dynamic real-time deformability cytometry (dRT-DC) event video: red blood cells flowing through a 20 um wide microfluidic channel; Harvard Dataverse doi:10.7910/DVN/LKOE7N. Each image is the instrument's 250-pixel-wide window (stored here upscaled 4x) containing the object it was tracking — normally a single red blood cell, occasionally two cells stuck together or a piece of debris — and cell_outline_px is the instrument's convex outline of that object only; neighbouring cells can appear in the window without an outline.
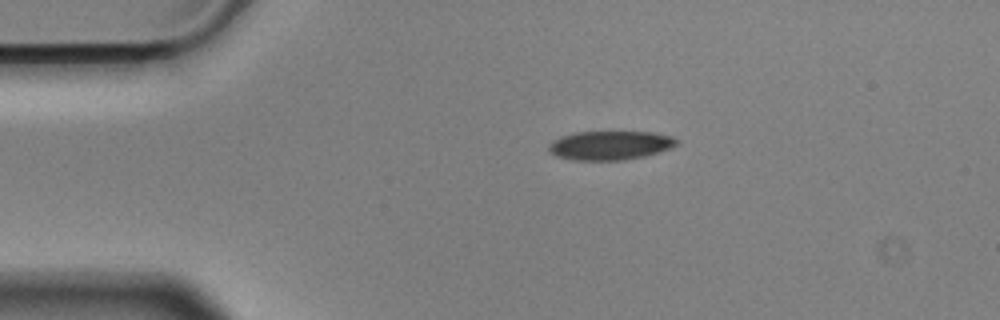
{"species": "Egyptian fruit bat (a non-hibernating species)", "species_latin": "Rousettus aegyptiacus", "temperature_condition": "cold", "stored_images_in_passage": 4, "camera_frame_rate_fps": 3000, "um_per_image_px": 0.085, "animal": {"sex": "male"}, "frame": {"image": 1, "passage_image": 1, "time_ms": 0.0, "image_size_px": [1000, 320], "cell_outline_px": [[680, 144], [672, 148], [644, 156], [624, 160], [572, 160], [556, 156], [548, 152], [548, 144], [552, 140], [560, 136], [576, 132], [652, 132], [672, 136], [680, 140]], "centroid_in_image_um": [51.86, 12.35], "position_along_channel_um": 33.1, "area_um2": 21.91}}